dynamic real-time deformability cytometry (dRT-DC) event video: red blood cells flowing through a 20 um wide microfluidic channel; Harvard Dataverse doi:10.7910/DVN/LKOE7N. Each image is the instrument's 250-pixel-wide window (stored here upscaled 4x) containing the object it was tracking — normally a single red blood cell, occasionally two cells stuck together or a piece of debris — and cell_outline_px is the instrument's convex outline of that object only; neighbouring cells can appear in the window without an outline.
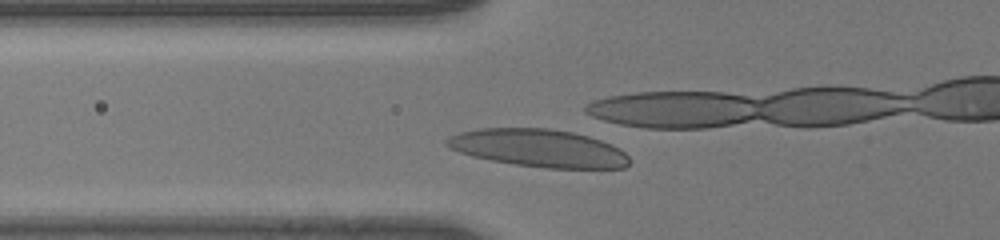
{"species": "human", "species_latin": "Homo sapiens", "temperature_condition": "room temperature", "stored_images_in_passage": 29, "camera_frame_rate_fps": 3000, "um_per_image_px": 0.085, "donor": {"sex": "male"}, "frame": {"image": 1, "passage_image": 5, "time_ms": 1.333, "image_size_px": [1000, 240], "cell_outline_px": [[628, 164], [624, 168], [544, 168], [516, 164], [492, 160], [472, 156], [448, 148], [444, 144], [444, 140], [448, 136], [460, 132], [480, 128], [548, 128], [572, 132], [588, 136], [612, 144], [624, 152], [628, 156]], "centroid_in_image_um": [45.74, 12.58], "position_along_channel_um": 80.1, "area_um2": 40.11}}